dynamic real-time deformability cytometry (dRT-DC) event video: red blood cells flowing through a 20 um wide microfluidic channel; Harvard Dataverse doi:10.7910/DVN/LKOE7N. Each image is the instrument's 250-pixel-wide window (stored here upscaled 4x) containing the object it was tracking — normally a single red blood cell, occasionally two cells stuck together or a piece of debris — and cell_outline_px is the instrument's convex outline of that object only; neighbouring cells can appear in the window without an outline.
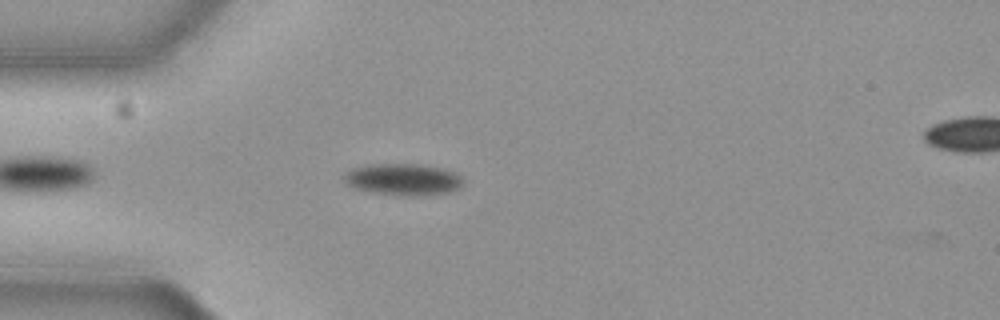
{"species": "common noctule bat (a hibernating species)", "species_latin": "Nyctalus noctula", "temperature_condition": "cold", "stored_images_in_passage": 8, "camera_frame_rate_fps": 3000, "um_per_image_px": 0.085, "animal": {"sex": "female", "body_mass_g": 19.3, "forearm_length_mm": 54.1}, "frame": {"image": 1, "passage_image": 6, "time_ms": 1.667, "image_size_px": [1000, 320], "cell_outline_px": [[460, 188], [448, 192], [408, 196], [376, 192], [356, 188], [348, 184], [344, 180], [344, 176], [352, 168], [368, 164], [420, 164], [440, 168], [452, 172], [460, 176]], "centroid_in_image_um": [34.24, 15.23], "position_along_channel_um": 50.8, "area_um2": 21.33}}